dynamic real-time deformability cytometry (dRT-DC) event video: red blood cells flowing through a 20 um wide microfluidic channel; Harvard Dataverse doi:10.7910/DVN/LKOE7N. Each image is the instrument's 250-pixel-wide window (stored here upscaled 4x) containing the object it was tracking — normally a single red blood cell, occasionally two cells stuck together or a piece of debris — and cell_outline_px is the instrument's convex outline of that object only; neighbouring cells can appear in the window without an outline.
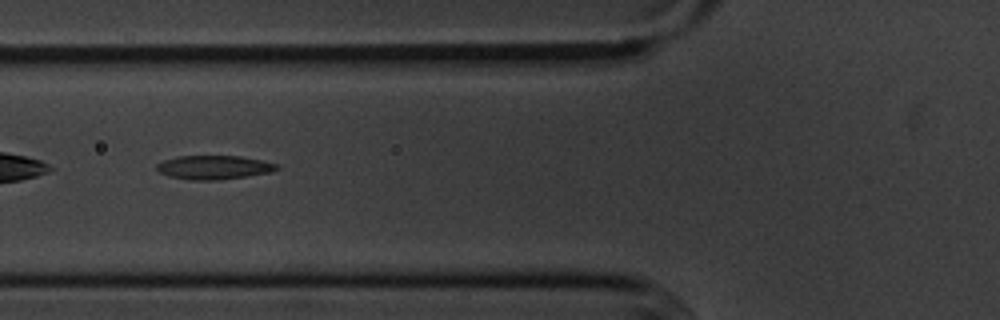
{"species": "common noctule bat (a hibernating species)", "species_latin": "Nyctalus noctula", "temperature_condition": "cold", "stored_images_in_passage": 6, "camera_frame_rate_fps": 3000, "um_per_image_px": 0.085, "animal": {"sex": "male", "body_mass_g": 20.1, "forearm_length_mm": 53.5}, "frame": {"image": 1, "passage_image": 5, "time_ms": 5.333, "image_size_px": [1000, 320], "cell_outline_px": [[280, 168], [272, 172], [216, 180], [192, 180], [168, 176], [160, 172], [156, 168], [156, 164], [164, 160], [176, 156], [240, 156], [280, 164]], "centroid_in_image_um": [18.19, 14.22], "position_along_channel_um": 107.6, "area_um2": 16.65}}
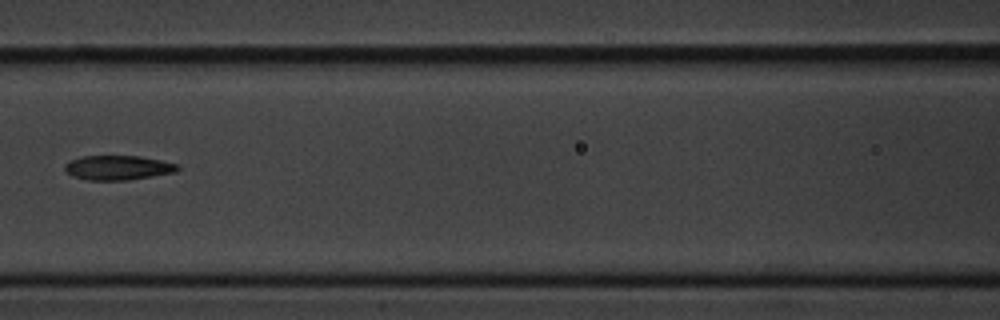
{"frame": {"image": 2, "passage_image": 6, "time_ms": 6.667, "image_size_px": [1000, 320], "cell_outline_px": [[180, 168], [176, 172], [128, 180], [88, 180], [72, 176], [64, 168], [64, 164], [80, 156], [140, 156], [180, 164]], "centroid_in_image_um": [10.05, 14.25], "position_along_channel_um": 156.5, "area_um2": 16.13}}